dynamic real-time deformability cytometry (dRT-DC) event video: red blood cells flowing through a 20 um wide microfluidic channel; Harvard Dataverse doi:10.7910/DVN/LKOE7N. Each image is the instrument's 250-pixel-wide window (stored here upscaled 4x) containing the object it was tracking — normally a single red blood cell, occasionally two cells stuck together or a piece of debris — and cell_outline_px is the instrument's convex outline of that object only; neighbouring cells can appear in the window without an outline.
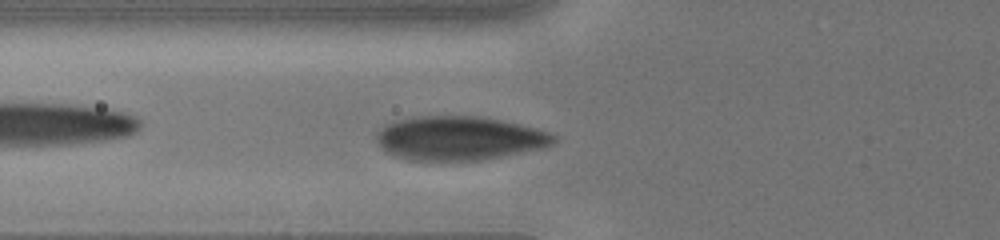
{"species": "human", "species_latin": "Homo sapiens", "temperature_condition": "cold", "stored_images_in_passage": 11, "camera_frame_rate_fps": 3000, "um_per_image_px": 0.085, "donor": {"sex": "male"}, "frame": {"image": 1, "passage_image": 5, "time_ms": 2.667, "image_size_px": [1000, 240], "cell_outline_px": [[560, 140], [556, 144], [500, 156], [480, 160], [408, 160], [396, 156], [380, 148], [376, 140], [376, 136], [380, 128], [388, 124], [412, 116], [484, 116], [520, 124], [552, 132], [560, 136]], "centroid_in_image_um": [39.07, 11.73], "position_along_channel_um": 86.7, "area_um2": 45.49}}
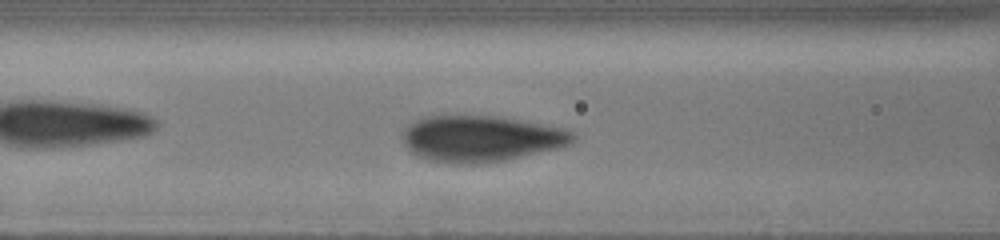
{"frame": {"image": 2, "passage_image": 8, "time_ms": 3.667, "image_size_px": [1000, 240], "cell_outline_px": [[576, 140], [568, 144], [556, 148], [504, 160], [476, 164], [464, 164], [428, 160], [416, 156], [404, 144], [404, 128], [408, 124], [424, 116], [492, 116], [564, 128], [572, 132], [576, 136]], "centroid_in_image_um": [40.84, 11.78], "position_along_channel_um": 125.8, "area_um2": 45.2}}
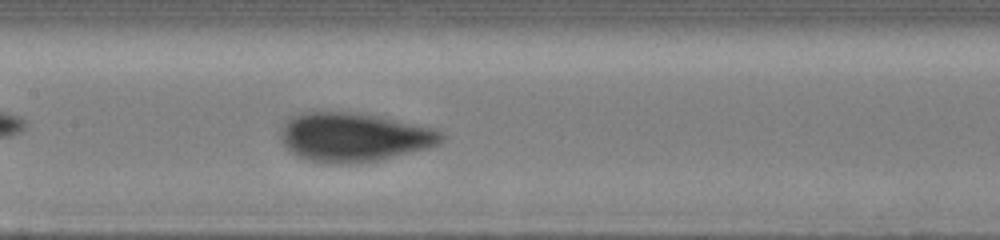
{"frame": {"image": 3, "passage_image": 11, "time_ms": 5.0, "image_size_px": [1000, 240], "cell_outline_px": [[444, 140], [428, 148], [380, 160], [352, 164], [336, 164], [308, 160], [296, 156], [280, 140], [280, 128], [284, 120], [288, 116], [300, 112], [348, 112], [380, 116], [432, 128], [444, 132]], "centroid_in_image_um": [30.03, 11.65], "position_along_channel_um": 177.4, "area_um2": 46.18}}